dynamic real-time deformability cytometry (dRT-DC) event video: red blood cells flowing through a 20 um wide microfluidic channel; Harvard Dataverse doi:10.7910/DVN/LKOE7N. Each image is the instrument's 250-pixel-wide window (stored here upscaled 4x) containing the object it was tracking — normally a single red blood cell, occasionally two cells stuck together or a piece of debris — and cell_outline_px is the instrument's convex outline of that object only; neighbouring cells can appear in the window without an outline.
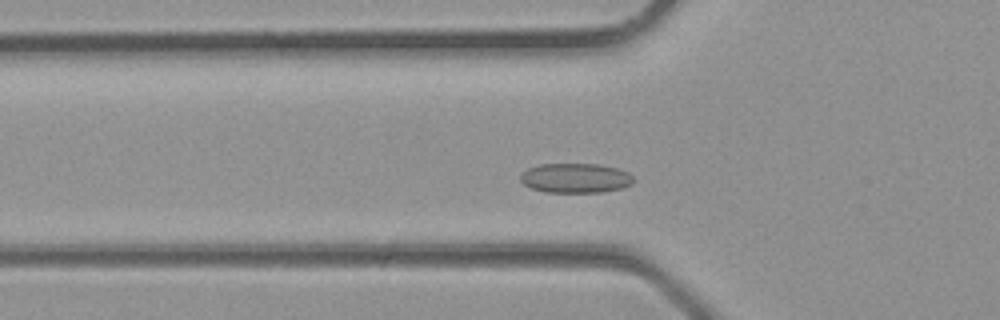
{"species": "common noctule bat (a hibernating species)", "species_latin": "Nyctalus noctula", "temperature_condition": "room temperature", "stored_images_in_passage": 31, "camera_frame_rate_fps": 3000, "um_per_image_px": 0.085, "animal": {"sex": "male", "body_mass_g": 23.1, "forearm_length_mm": 52.7}, "frame": {"image": 1, "passage_image": 7, "time_ms": 2.0, "image_size_px": [1000, 320], "cell_outline_px": [[636, 180], [632, 184], [620, 188], [600, 192], [544, 192], [532, 188], [524, 184], [520, 180], [520, 176], [528, 168], [540, 164], [600, 164], [616, 168], [628, 172]], "centroid_in_image_um": [48.93, 15.13], "position_along_channel_um": 76.9, "area_um2": 19.48}}
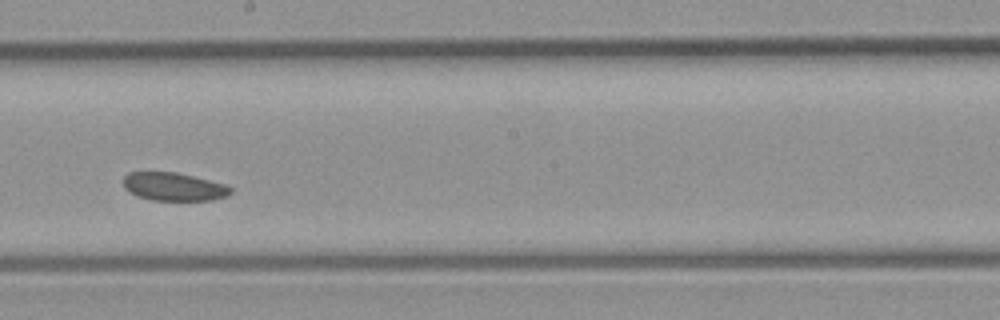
{"frame": {"image": 2, "passage_image": 15, "time_ms": 4.667, "image_size_px": [1000, 320], "cell_outline_px": [[232, 192], [228, 196], [212, 200], [152, 200], [140, 196], [124, 188], [124, 176], [128, 172], [176, 172], [224, 184], [232, 188]], "centroid_in_image_um": [14.79, 15.86], "position_along_channel_um": 233.4, "area_um2": 17.4}}
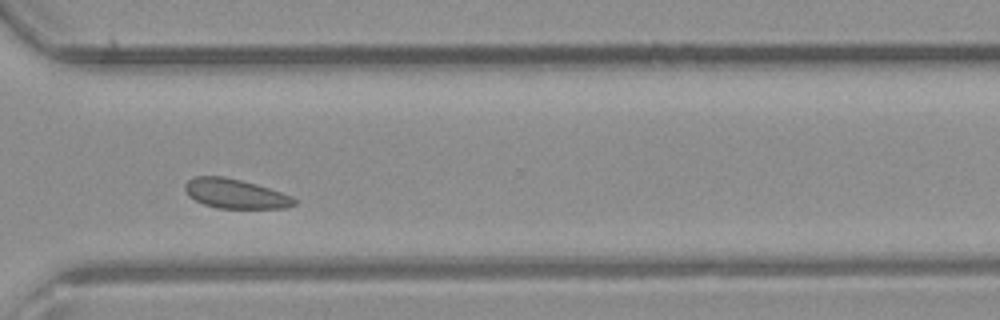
{"frame": {"image": 3, "passage_image": 21, "time_ms": 6.667, "image_size_px": [1000, 320], "cell_outline_px": [[296, 204], [284, 208], [216, 208], [204, 204], [188, 196], [184, 188], [184, 184], [188, 180], [196, 176], [224, 176], [256, 184], [292, 196], [296, 200]], "centroid_in_image_um": [19.97, 16.46], "position_along_channel_um": 350.6, "area_um2": 18.67}}